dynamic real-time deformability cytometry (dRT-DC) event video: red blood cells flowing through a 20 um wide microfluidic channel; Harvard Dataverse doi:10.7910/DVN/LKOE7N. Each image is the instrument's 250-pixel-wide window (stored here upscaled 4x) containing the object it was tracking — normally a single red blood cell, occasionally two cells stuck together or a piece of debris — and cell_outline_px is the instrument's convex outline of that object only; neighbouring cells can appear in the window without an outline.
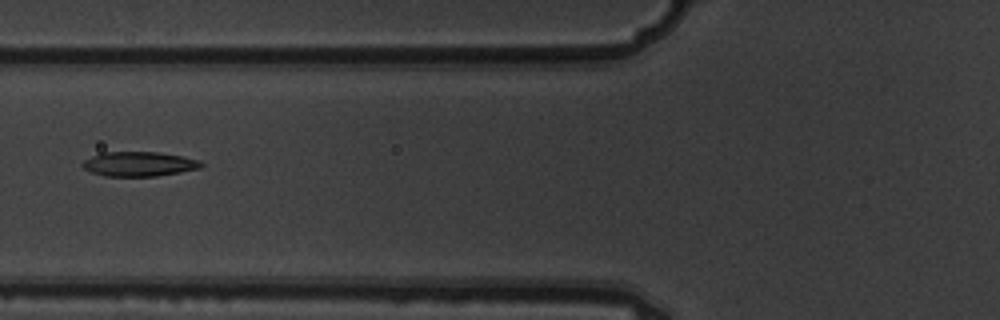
{"species": "common noctule bat (a hibernating species)", "species_latin": "Nyctalus noctula", "temperature_condition": "warm", "stored_images_in_passage": 6, "camera_frame_rate_fps": 3000, "um_per_image_px": 0.085, "animal": {"sex": "male", "body_mass_g": 19.5, "forearm_length_mm": 54.6}, "frame": {"image": 1, "passage_image": 6, "time_ms": 1.667, "image_size_px": [1000, 320], "cell_outline_px": [[204, 164], [200, 168], [180, 172], [156, 176], [104, 176], [92, 172], [84, 168], [80, 164], [84, 160], [100, 152], [156, 152], [184, 156], [200, 160]], "centroid_in_image_um": [11.82, 13.93], "position_along_channel_um": 114.0, "area_um2": 17.05}}